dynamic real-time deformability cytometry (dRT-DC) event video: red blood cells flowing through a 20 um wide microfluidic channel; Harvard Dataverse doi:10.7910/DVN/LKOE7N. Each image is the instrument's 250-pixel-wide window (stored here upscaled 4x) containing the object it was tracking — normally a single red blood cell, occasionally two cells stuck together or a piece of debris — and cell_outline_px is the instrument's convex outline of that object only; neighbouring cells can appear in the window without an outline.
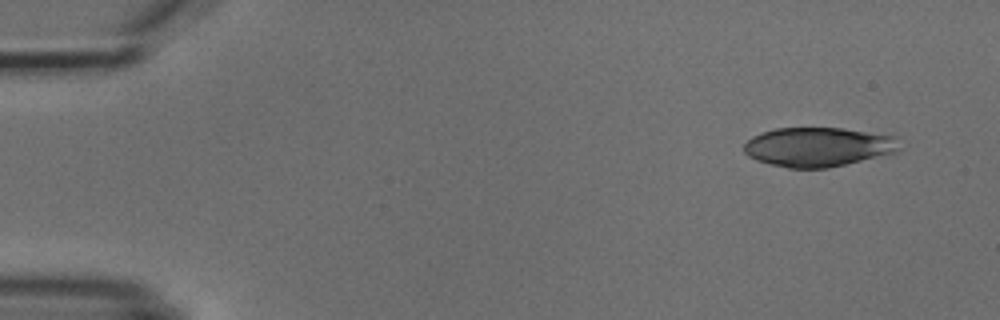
{"species": "common noctule bat (a hibernating species)", "species_latin": "Nyctalus noctula", "temperature_condition": "cold", "stored_images_in_passage": 5, "camera_frame_rate_fps": 3000, "um_per_image_px": 0.085, "animal": {"sex": "male", "body_mass_g": 18.8}, "frame": {"image": 1, "passage_image": 1, "time_ms": 0.0, "image_size_px": [1000, 320], "cell_outline_px": [[900, 148], [896, 152], [828, 168], [788, 168], [756, 160], [748, 156], [744, 152], [744, 144], [752, 136], [760, 132], [776, 128], [840, 128], [900, 136]], "centroid_in_image_um": [69.56, 12.48], "position_along_channel_um": 15.4, "area_um2": 35.72}}